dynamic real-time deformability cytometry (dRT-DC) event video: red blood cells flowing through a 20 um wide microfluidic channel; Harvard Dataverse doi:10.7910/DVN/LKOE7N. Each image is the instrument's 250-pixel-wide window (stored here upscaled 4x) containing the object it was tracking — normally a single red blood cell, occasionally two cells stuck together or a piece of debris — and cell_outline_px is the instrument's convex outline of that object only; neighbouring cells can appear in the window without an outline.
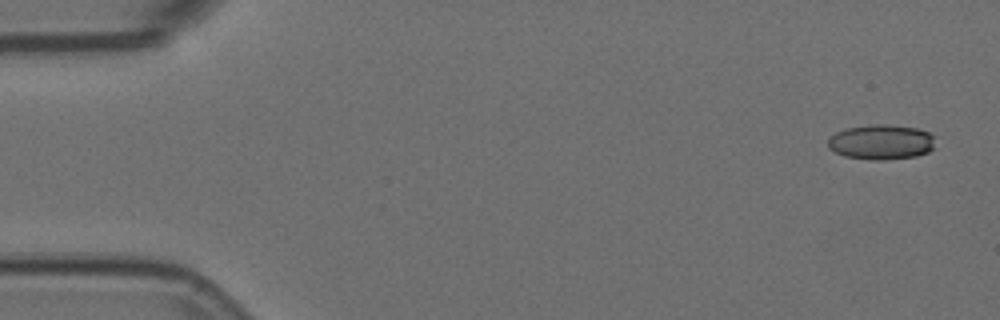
{"species": "Egyptian fruit bat (a non-hibernating species)", "species_latin": "Rousettus aegyptiacus", "temperature_condition": "room temperature", "stored_images_in_passage": 5, "camera_frame_rate_fps": 3000, "um_per_image_px": 0.085, "animal": {"sex": "female"}, "frame": {"image": 1, "passage_image": 1, "time_ms": 0.0, "image_size_px": [1000, 320], "cell_outline_px": [[936, 148], [928, 152], [916, 156], [884, 160], [868, 160], [844, 156], [828, 148], [828, 140], [836, 132], [844, 128], [872, 124], [888, 124], [916, 128], [928, 132], [936, 136]], "centroid_in_image_um": [74.95, 12.07], "position_along_channel_um": 10.1, "area_um2": 22.31}}
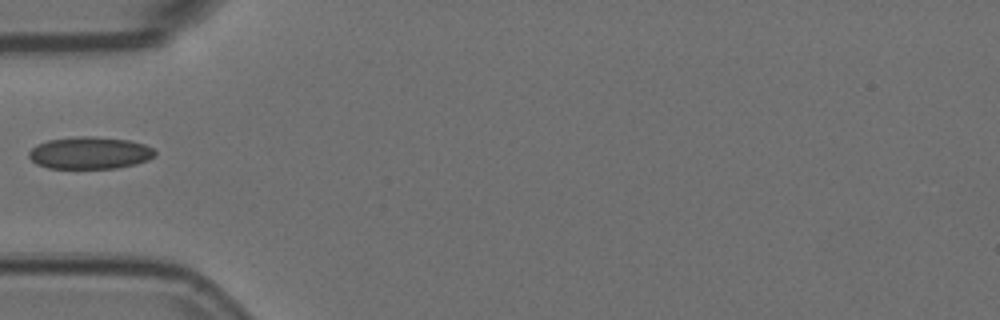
{"frame": {"image": 2, "passage_image": 5, "time_ms": 1.333, "image_size_px": [1000, 320], "cell_outline_px": [[156, 156], [148, 160], [136, 164], [116, 168], [48, 168], [36, 164], [28, 156], [28, 152], [32, 148], [48, 140], [80, 136], [92, 136], [128, 140], [144, 144], [152, 148], [156, 152]], "centroid_in_image_um": [7.65, 13.0], "position_along_channel_um": 77.3, "area_um2": 23.58}}